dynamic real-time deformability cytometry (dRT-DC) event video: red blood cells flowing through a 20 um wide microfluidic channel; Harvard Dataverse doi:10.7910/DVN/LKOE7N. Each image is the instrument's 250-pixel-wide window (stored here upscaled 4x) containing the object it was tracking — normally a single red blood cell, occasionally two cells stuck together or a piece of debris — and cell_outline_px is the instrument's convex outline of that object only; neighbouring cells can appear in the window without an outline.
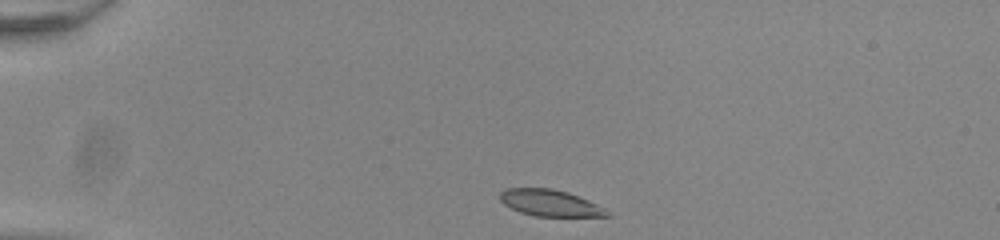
{"species": "common noctule bat (a hibernating species)", "species_latin": "Nyctalus noctula", "temperature_condition": "room temperature", "stored_images_in_passage": 42, "camera_frame_rate_fps": 3000, "um_per_image_px": 0.085, "animal": {"sex": "male", "body_mass_g": 20.0, "forearm_length_mm": 53.3}, "frame": {"image": 1, "passage_image": 1, "time_ms": 0.0, "image_size_px": [1000, 240], "cell_outline_px": [[612, 216], [536, 216], [520, 212], [504, 204], [500, 200], [500, 192], [504, 188], [552, 188], [568, 192], [588, 200], [604, 208]], "centroid_in_image_um": [46.73, 17.24], "position_along_channel_um": 38.3, "area_um2": 16.42}}
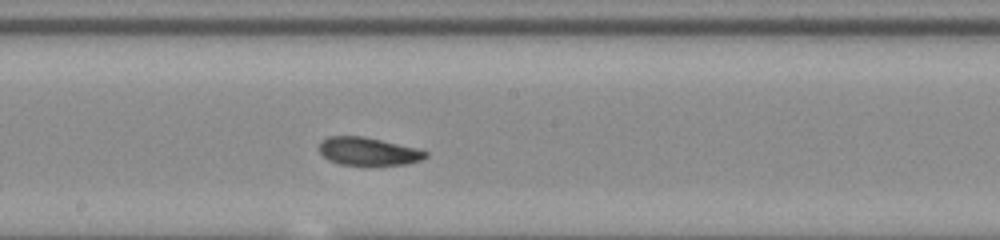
{"frame": {"image": 2, "passage_image": 19, "time_ms": 6.0, "image_size_px": [1000, 240], "cell_outline_px": [[428, 156], [420, 160], [408, 164], [340, 164], [328, 160], [320, 152], [320, 140], [328, 136], [364, 136], [416, 148], [428, 152]], "centroid_in_image_um": [31.28, 12.85], "position_along_channel_um": 216.9, "area_um2": 17.11}}
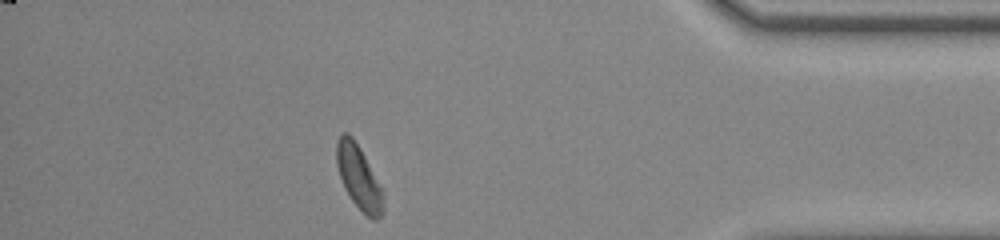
{"frame": {"image": 3, "passage_image": 36, "time_ms": 11.667, "image_size_px": [1000, 240], "cell_outline_px": [[384, 212], [376, 220], [372, 220], [352, 200], [344, 188], [336, 164], [336, 144], [340, 136], [344, 132], [348, 132], [352, 136], [360, 148], [384, 192]], "centroid_in_image_um": [30.51, 15.07], "position_along_channel_um": 404.7, "area_um2": 17.28}, "authors_computed_cell_mechanics": {"area_um2": 17.2822, "velocity_mm_per_s": 3.8952, "shape_relaxation_time_tau1_ms": 3.5391, "shape_relaxation_time_tau2_ms": 6.8287, "deformation_change_tau1": 0.0881, "deformation_change_tau2": 0.1468}}